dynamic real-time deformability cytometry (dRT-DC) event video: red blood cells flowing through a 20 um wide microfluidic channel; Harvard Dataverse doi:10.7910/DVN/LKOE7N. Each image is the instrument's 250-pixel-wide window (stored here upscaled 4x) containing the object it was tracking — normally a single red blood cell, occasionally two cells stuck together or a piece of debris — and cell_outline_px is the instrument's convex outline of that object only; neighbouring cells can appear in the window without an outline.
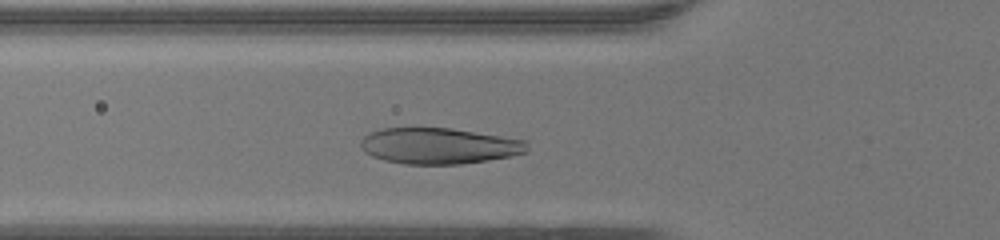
{"species": "human", "species_latin": "Homo sapiens", "temperature_condition": "warm", "stored_images_in_passage": 31, "camera_frame_rate_fps": 3000, "um_per_image_px": 0.085, "donor": {"sex": "female"}, "frame": {"image": 1, "passage_image": 9, "time_ms": 2.667, "image_size_px": [1000, 240], "cell_outline_px": [[528, 152], [512, 156], [488, 160], [460, 164], [404, 164], [384, 160], [372, 156], [364, 152], [360, 148], [360, 140], [364, 136], [380, 128], [452, 128], [528, 140]], "centroid_in_image_um": [37.33, 12.4], "position_along_channel_um": 88.5, "area_um2": 35.26}}
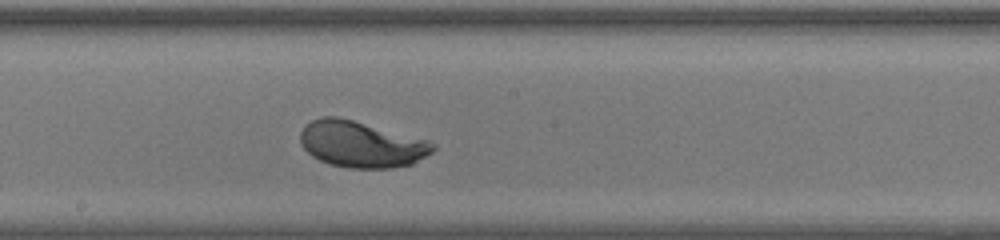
{"frame": {"image": 2, "passage_image": 18, "time_ms": 5.667, "image_size_px": [1000, 240], "cell_outline_px": [[436, 148], [432, 152], [412, 164], [392, 168], [348, 168], [332, 164], [320, 160], [312, 156], [300, 144], [300, 132], [312, 120], [320, 116], [336, 116], [352, 120], [428, 140], [436, 144]], "centroid_in_image_um": [30.71, 12.26], "position_along_channel_um": 217.5, "area_um2": 35.55}}
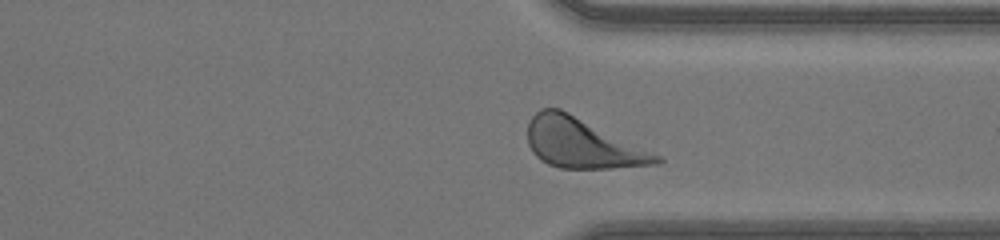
{"frame": {"image": 3, "passage_image": 28, "time_ms": 9.0, "image_size_px": [1000, 240], "cell_outline_px": [[664, 160], [660, 164], [608, 168], [560, 168], [548, 164], [540, 160], [532, 152], [528, 144], [528, 120], [540, 108], [560, 108], [660, 156]], "centroid_in_image_um": [49.43, 12.18], "position_along_channel_um": 362.0, "area_um2": 36.93}, "authors_computed_cell_mechanics": {"area_um2": 35.7204, "velocity_mm_per_s": 4.3081, "shape_relaxation_time_tau1_ms": 1.985, "shape_relaxation_time_tau2_ms": null, "deformation_change_tau1": 0.1679, "deformation_change_tau2": null}}